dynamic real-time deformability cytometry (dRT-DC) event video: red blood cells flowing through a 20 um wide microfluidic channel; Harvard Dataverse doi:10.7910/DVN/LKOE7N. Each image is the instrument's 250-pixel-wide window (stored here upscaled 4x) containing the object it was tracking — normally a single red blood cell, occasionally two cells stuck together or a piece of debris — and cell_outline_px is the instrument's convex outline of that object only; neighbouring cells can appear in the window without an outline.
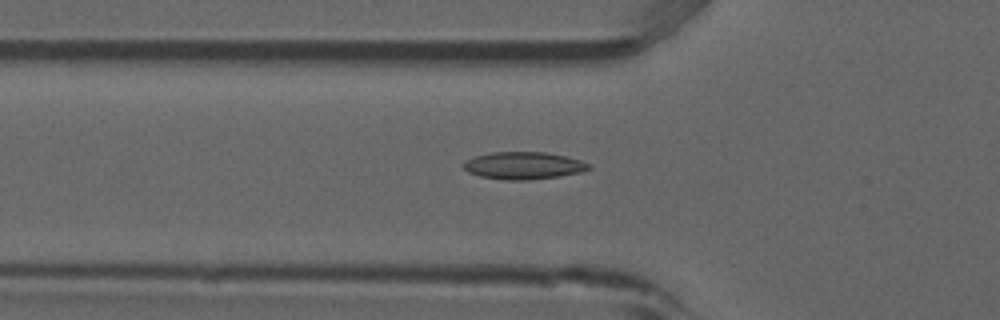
{"species": "common noctule bat (a hibernating species)", "species_latin": "Nyctalus noctula", "temperature_condition": "room temperature", "stored_images_in_passage": 49, "camera_frame_rate_fps": 3000, "um_per_image_px": 0.085, "animal": {"sex": "male", "forearm_length_mm": 52.5}, "frame": {"image": 1, "passage_image": 15, "time_ms": 4.667, "image_size_px": [1000, 320], "cell_outline_px": [[588, 168], [576, 172], [556, 176], [484, 176], [472, 172], [464, 168], [464, 164], [468, 160], [480, 156], [500, 152], [540, 152], [560, 156], [576, 160], [588, 164]], "centroid_in_image_um": [44.5, 14.0], "position_along_channel_um": 81.3, "area_um2": 17.22}}
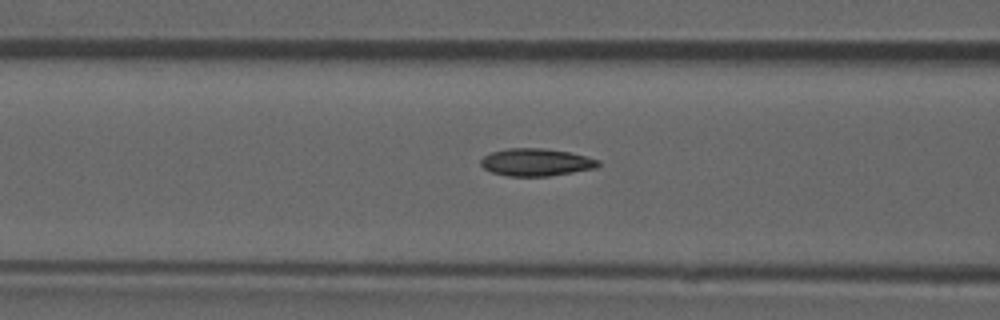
{"frame": {"image": 2, "passage_image": 18, "time_ms": 5.667, "image_size_px": [1000, 320], "cell_outline_px": [[600, 164], [592, 168], [544, 176], [512, 176], [492, 172], [484, 168], [480, 164], [480, 160], [484, 156], [492, 152], [512, 148], [536, 148], [568, 152], [584, 156], [596, 160]], "centroid_in_image_um": [45.48, 13.78], "position_along_channel_um": 121.1, "area_um2": 18.03}}
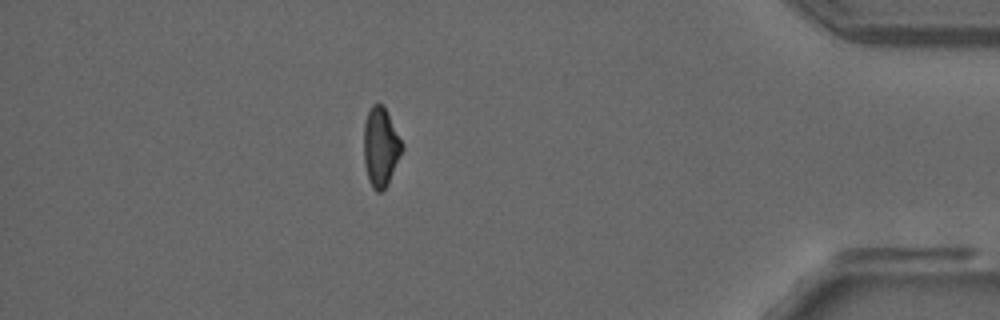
{"frame": {"image": 3, "passage_image": 43, "time_ms": 14.0, "image_size_px": [1000, 320], "cell_outline_px": [[400, 152], [388, 180], [384, 188], [380, 192], [376, 192], [368, 176], [364, 160], [364, 128], [368, 112], [376, 104], [380, 104], [384, 108], [400, 140]], "centroid_in_image_um": [32.3, 12.49], "position_along_channel_um": 402.9, "area_um2": 16.13}, "authors_computed_cell_mechanics": {"area_um2": 16.7042, "velocity_mm_per_s": 3.9218, "shape_relaxation_time_tau1_ms": 9.314, "shape_relaxation_time_tau2_ms": 4.0934, "deformation_change_tau1": 0.2185, "deformation_change_tau2": 0.0839}}